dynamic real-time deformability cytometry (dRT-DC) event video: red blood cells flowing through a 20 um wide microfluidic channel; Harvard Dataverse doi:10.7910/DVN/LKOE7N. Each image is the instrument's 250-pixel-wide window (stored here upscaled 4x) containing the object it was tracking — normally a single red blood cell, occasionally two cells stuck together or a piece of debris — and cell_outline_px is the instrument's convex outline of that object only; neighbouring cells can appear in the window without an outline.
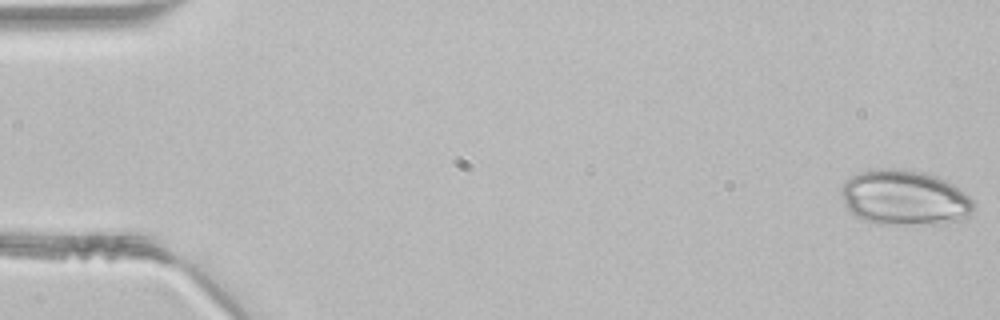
{"species": "common noctule bat (a hibernating species)", "species_latin": "Nyctalus noctula", "temperature_condition": "room temperature", "stored_images_in_passage": 46, "camera_frame_rate_fps": 3000, "um_per_image_px": 0.085, "animal": {"sex": "male", "body_mass_g": 21.5, "forearm_length_mm": 52.0}, "frame": {"image": 1, "passage_image": 1, "time_ms": 0.0, "image_size_px": [1000, 320], "cell_outline_px": [[972, 208], [968, 216], [956, 220], [936, 224], [876, 224], [864, 220], [856, 216], [844, 204], [840, 192], [840, 188], [852, 176], [860, 172], [880, 168], [904, 168], [924, 172], [936, 176], [960, 188], [972, 200]], "centroid_in_image_um": [76.85, 16.8], "position_along_channel_um": 8.2, "area_um2": 42.43}}
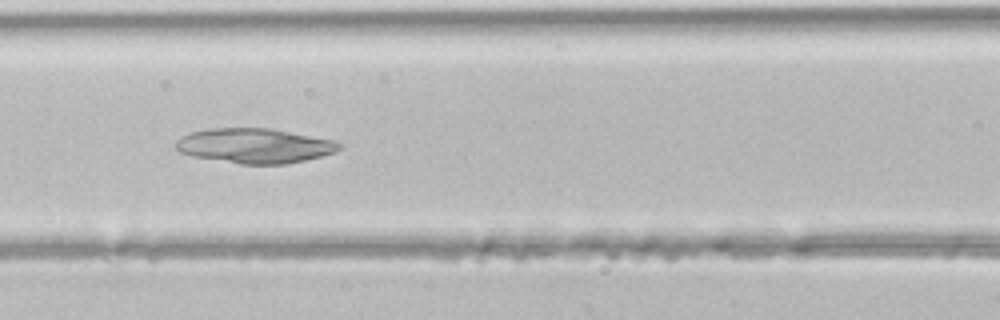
{"frame": {"image": 2, "passage_image": 20, "time_ms": 6.333, "image_size_px": [1000, 320], "cell_outline_px": [[340, 148], [336, 152], [324, 156], [288, 164], [240, 164], [192, 156], [180, 152], [172, 144], [180, 136], [188, 132], [208, 128], [268, 128], [332, 140], [340, 144]], "centroid_in_image_um": [21.58, 12.39], "position_along_channel_um": 145.0, "area_um2": 33.29}}
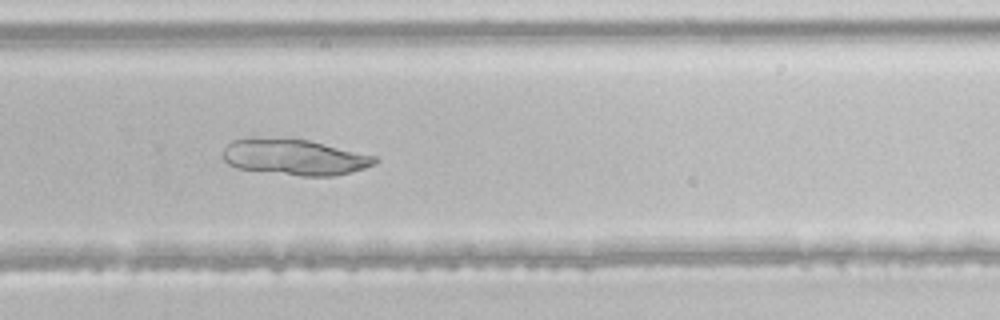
{"frame": {"image": 3, "passage_image": 31, "time_ms": 10.0, "image_size_px": [1000, 320], "cell_outline_px": [[376, 164], [352, 172], [336, 176], [300, 176], [236, 168], [228, 164], [220, 156], [220, 152], [232, 140], [248, 136], [252, 136], [308, 140], [376, 156]], "centroid_in_image_um": [24.95, 13.34], "position_along_channel_um": 304.8, "area_um2": 32.31}}